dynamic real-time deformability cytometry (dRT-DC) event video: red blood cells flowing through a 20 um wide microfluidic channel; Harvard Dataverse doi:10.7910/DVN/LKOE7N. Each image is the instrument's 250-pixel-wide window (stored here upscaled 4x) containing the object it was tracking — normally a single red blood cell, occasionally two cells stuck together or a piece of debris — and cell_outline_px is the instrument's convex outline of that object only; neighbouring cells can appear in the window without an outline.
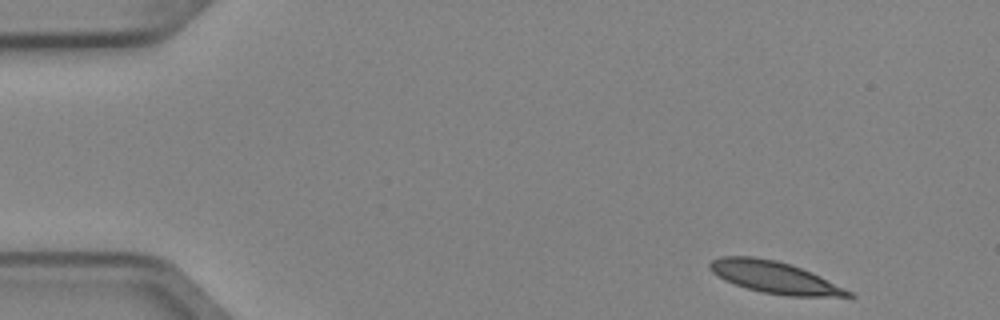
{"species": "Egyptian fruit bat (a non-hibernating species)", "species_latin": "Rousettus aegyptiacus", "temperature_condition": "cold", "stored_images_in_passage": 7, "camera_frame_rate_fps": 3000, "um_per_image_px": 0.085, "animal": {"sex": "female"}, "frame": {"image": 1, "passage_image": 1, "time_ms": 0.0, "image_size_px": [1000, 320], "cell_outline_px": [[856, 296], [788, 296], [764, 292], [748, 288], [724, 280], [712, 272], [708, 268], [708, 264], [712, 260], [720, 256], [752, 256], [776, 260], [812, 272], [852, 292]], "centroid_in_image_um": [65.79, 23.56], "position_along_channel_um": 19.2, "area_um2": 25.32}}
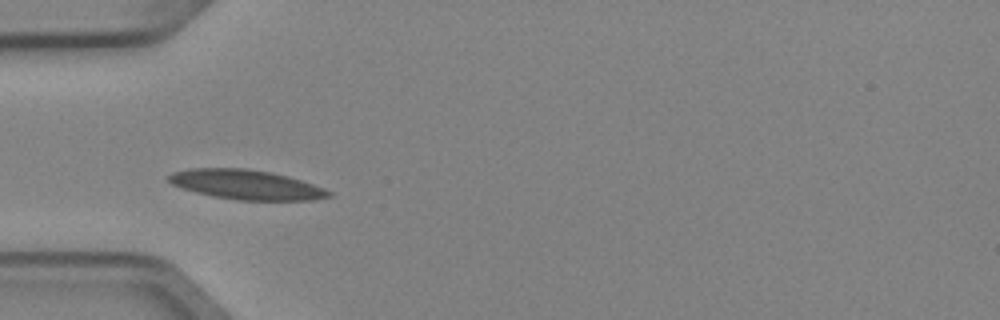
{"frame": {"image": 2, "passage_image": 4, "time_ms": 1.0, "image_size_px": [1000, 320], "cell_outline_px": [[332, 196], [312, 200], [236, 200], [212, 196], [196, 192], [172, 184], [168, 180], [168, 176], [172, 172], [188, 168], [248, 168], [272, 172], [288, 176], [324, 188], [332, 192]], "centroid_in_image_um": [20.93, 15.69], "position_along_channel_um": 64.1, "area_um2": 27.63}}
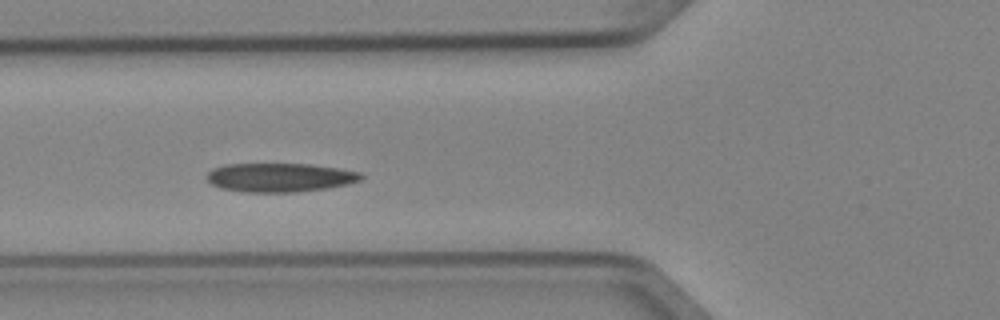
{"frame": {"image": 3, "passage_image": 5, "time_ms": 1.333, "image_size_px": [1000, 320], "cell_outline_px": [[364, 176], [360, 180], [348, 184], [328, 188], [296, 192], [244, 192], [220, 188], [212, 184], [208, 180], [208, 172], [212, 168], [224, 164], [312, 164], [340, 168], [360, 172]], "centroid_in_image_um": [23.8, 15.08], "position_along_channel_um": 102.0, "area_um2": 26.07}}